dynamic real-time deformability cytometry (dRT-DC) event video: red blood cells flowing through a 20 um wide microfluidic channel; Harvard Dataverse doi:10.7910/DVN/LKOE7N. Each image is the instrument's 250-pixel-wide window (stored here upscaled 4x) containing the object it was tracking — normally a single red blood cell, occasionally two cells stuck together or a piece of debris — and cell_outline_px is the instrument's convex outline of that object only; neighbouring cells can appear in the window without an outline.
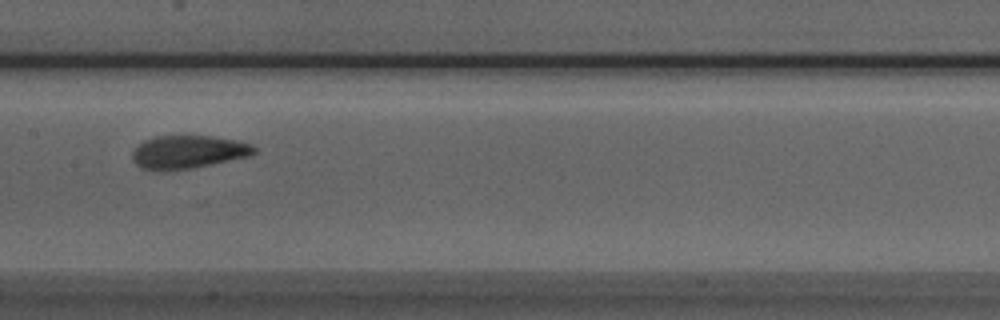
{"species": "Egyptian fruit bat (a non-hibernating species)", "species_latin": "Rousettus aegyptiacus", "temperature_condition": "room temperature", "stored_images_in_passage": 16, "camera_frame_rate_fps": 3000, "um_per_image_px": 0.085, "animal": {"sex": "male"}, "frame": {"image": 1, "passage_image": 12, "time_ms": 3.667, "image_size_px": [1000, 320], "cell_outline_px": [[256, 152], [252, 156], [192, 168], [164, 172], [140, 168], [132, 160], [132, 152], [144, 140], [156, 136], [212, 136], [240, 140], [252, 144], [256, 148]], "centroid_in_image_um": [16.02, 12.93], "position_along_channel_um": 191.4, "area_um2": 23.93}}